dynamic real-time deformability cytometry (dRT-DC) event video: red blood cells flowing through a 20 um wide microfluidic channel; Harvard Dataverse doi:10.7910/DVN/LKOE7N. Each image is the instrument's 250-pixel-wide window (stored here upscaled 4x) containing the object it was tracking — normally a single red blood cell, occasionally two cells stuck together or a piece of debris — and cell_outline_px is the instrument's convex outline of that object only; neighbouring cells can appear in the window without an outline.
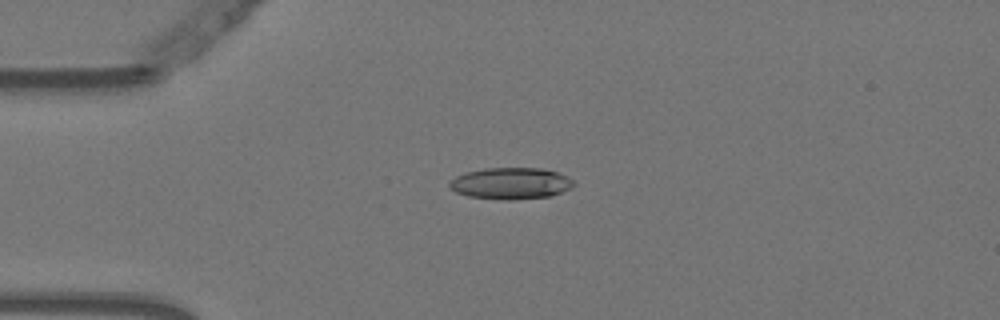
{"species": "Egyptian fruit bat (a non-hibernating species)", "species_latin": "Rousettus aegyptiacus", "temperature_condition": "warm", "stored_images_in_passage": 54, "camera_frame_rate_fps": 3000, "um_per_image_px": 0.085, "animal": {"sex": "female"}, "frame": {"image": 1, "passage_image": 13, "time_ms": 4.0, "image_size_px": [1000, 320], "cell_outline_px": [[576, 184], [572, 188], [552, 196], [512, 200], [508, 200], [468, 196], [456, 192], [448, 188], [448, 184], [456, 176], [464, 172], [484, 168], [540, 168], [556, 172], [568, 176]], "centroid_in_image_um": [43.42, 15.59], "position_along_channel_um": 41.6, "area_um2": 23.0}}
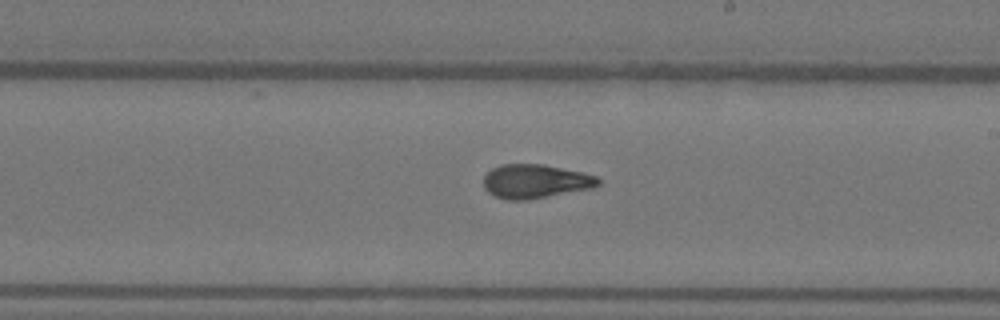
{"frame": {"image": 2, "passage_image": 31, "time_ms": 10.0, "image_size_px": [1000, 320], "cell_outline_px": [[600, 184], [592, 188], [528, 200], [508, 200], [496, 196], [488, 192], [484, 188], [484, 176], [492, 168], [500, 164], [544, 164], [584, 172], [596, 176], [600, 180]], "centroid_in_image_um": [45.51, 15.4], "position_along_channel_um": 243.5, "area_um2": 22.77}}
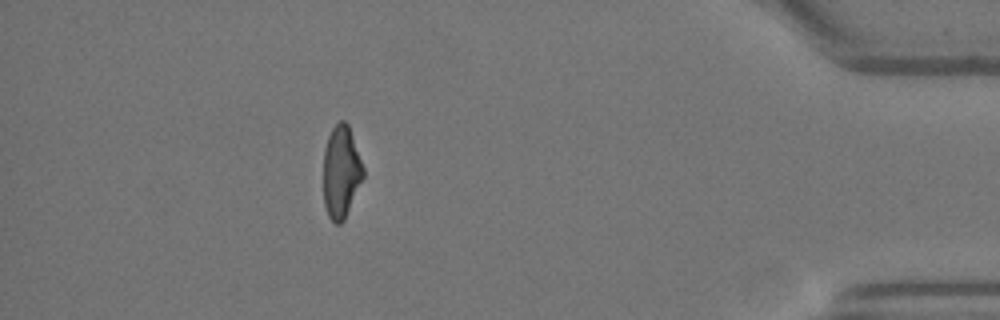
{"frame": {"image": 3, "passage_image": 48, "time_ms": 15.667, "image_size_px": [1000, 320], "cell_outline_px": [[364, 176], [344, 220], [340, 224], [336, 224], [328, 216], [324, 204], [324, 148], [328, 136], [332, 128], [340, 120], [344, 120], [348, 124], [364, 168]], "centroid_in_image_um": [28.99, 14.61], "position_along_channel_um": 406.2, "area_um2": 21.33}, "authors_computed_cell_mechanics": {"area_um2": 22.4553, "velocity_mm_per_s": 3.7558, "shape_relaxation_time_tau1_ms": 9.0407, "shape_relaxation_time_tau2_ms": 1.8513, "deformation_change_tau1": 0.2536, "deformation_change_tau2": 0.0886}}